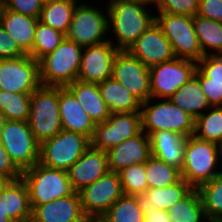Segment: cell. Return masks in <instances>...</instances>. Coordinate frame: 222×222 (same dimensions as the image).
<instances>
[{"mask_svg":"<svg viewBox=\"0 0 222 222\" xmlns=\"http://www.w3.org/2000/svg\"><path fill=\"white\" fill-rule=\"evenodd\" d=\"M152 3L145 0H109L107 7L108 28L112 29L118 50H128L141 34L155 22L146 7ZM148 5V6H147Z\"/></svg>","mask_w":222,"mask_h":222,"instance_id":"cell-1","label":"cell"},{"mask_svg":"<svg viewBox=\"0 0 222 222\" xmlns=\"http://www.w3.org/2000/svg\"><path fill=\"white\" fill-rule=\"evenodd\" d=\"M222 147L216 143L202 140L195 135L187 137L182 178L192 187L198 188L203 183L211 181L220 171L216 170L218 159L221 160Z\"/></svg>","mask_w":222,"mask_h":222,"instance_id":"cell-2","label":"cell"},{"mask_svg":"<svg viewBox=\"0 0 222 222\" xmlns=\"http://www.w3.org/2000/svg\"><path fill=\"white\" fill-rule=\"evenodd\" d=\"M83 47L66 37L39 62V79L44 86L65 87L77 80Z\"/></svg>","mask_w":222,"mask_h":222,"instance_id":"cell-3","label":"cell"},{"mask_svg":"<svg viewBox=\"0 0 222 222\" xmlns=\"http://www.w3.org/2000/svg\"><path fill=\"white\" fill-rule=\"evenodd\" d=\"M21 178L27 185L32 209L77 192L69 181L67 171L49 168L39 162L24 170Z\"/></svg>","mask_w":222,"mask_h":222,"instance_id":"cell-4","label":"cell"},{"mask_svg":"<svg viewBox=\"0 0 222 222\" xmlns=\"http://www.w3.org/2000/svg\"><path fill=\"white\" fill-rule=\"evenodd\" d=\"M28 124L39 144L62 130L59 86L40 85L31 93Z\"/></svg>","mask_w":222,"mask_h":222,"instance_id":"cell-5","label":"cell"},{"mask_svg":"<svg viewBox=\"0 0 222 222\" xmlns=\"http://www.w3.org/2000/svg\"><path fill=\"white\" fill-rule=\"evenodd\" d=\"M149 99L141 104L142 131L148 136L152 132L168 130L185 137L194 135L195 119L170 99L163 98L157 104H150Z\"/></svg>","mask_w":222,"mask_h":222,"instance_id":"cell-6","label":"cell"},{"mask_svg":"<svg viewBox=\"0 0 222 222\" xmlns=\"http://www.w3.org/2000/svg\"><path fill=\"white\" fill-rule=\"evenodd\" d=\"M0 142L22 172L39 162L40 144L28 121L0 119Z\"/></svg>","mask_w":222,"mask_h":222,"instance_id":"cell-7","label":"cell"},{"mask_svg":"<svg viewBox=\"0 0 222 222\" xmlns=\"http://www.w3.org/2000/svg\"><path fill=\"white\" fill-rule=\"evenodd\" d=\"M90 139L80 133L61 130L40 144L39 163L67 171L89 148Z\"/></svg>","mask_w":222,"mask_h":222,"instance_id":"cell-8","label":"cell"},{"mask_svg":"<svg viewBox=\"0 0 222 222\" xmlns=\"http://www.w3.org/2000/svg\"><path fill=\"white\" fill-rule=\"evenodd\" d=\"M155 21L171 43L176 58L198 62L203 57L192 16L159 12Z\"/></svg>","mask_w":222,"mask_h":222,"instance_id":"cell-9","label":"cell"},{"mask_svg":"<svg viewBox=\"0 0 222 222\" xmlns=\"http://www.w3.org/2000/svg\"><path fill=\"white\" fill-rule=\"evenodd\" d=\"M108 31L106 14L104 15L99 8L81 3L80 5L77 4L73 11L65 37L82 47H86L109 41L108 39L104 40Z\"/></svg>","mask_w":222,"mask_h":222,"instance_id":"cell-10","label":"cell"},{"mask_svg":"<svg viewBox=\"0 0 222 222\" xmlns=\"http://www.w3.org/2000/svg\"><path fill=\"white\" fill-rule=\"evenodd\" d=\"M196 68V61L176 57L151 66L149 68L151 99H169L195 74Z\"/></svg>","mask_w":222,"mask_h":222,"instance_id":"cell-11","label":"cell"},{"mask_svg":"<svg viewBox=\"0 0 222 222\" xmlns=\"http://www.w3.org/2000/svg\"><path fill=\"white\" fill-rule=\"evenodd\" d=\"M141 130V112L111 113L106 121L95 124L90 146L107 151Z\"/></svg>","mask_w":222,"mask_h":222,"instance_id":"cell-12","label":"cell"},{"mask_svg":"<svg viewBox=\"0 0 222 222\" xmlns=\"http://www.w3.org/2000/svg\"><path fill=\"white\" fill-rule=\"evenodd\" d=\"M86 217H102L124 194L118 172L108 171L78 191Z\"/></svg>","mask_w":222,"mask_h":222,"instance_id":"cell-13","label":"cell"},{"mask_svg":"<svg viewBox=\"0 0 222 222\" xmlns=\"http://www.w3.org/2000/svg\"><path fill=\"white\" fill-rule=\"evenodd\" d=\"M40 85L39 62L29 54L0 60V90L32 93Z\"/></svg>","mask_w":222,"mask_h":222,"instance_id":"cell-14","label":"cell"},{"mask_svg":"<svg viewBox=\"0 0 222 222\" xmlns=\"http://www.w3.org/2000/svg\"><path fill=\"white\" fill-rule=\"evenodd\" d=\"M112 77L141 102L151 99L150 69L127 50L115 56Z\"/></svg>","mask_w":222,"mask_h":222,"instance_id":"cell-15","label":"cell"},{"mask_svg":"<svg viewBox=\"0 0 222 222\" xmlns=\"http://www.w3.org/2000/svg\"><path fill=\"white\" fill-rule=\"evenodd\" d=\"M118 51L111 39L83 47L77 79L99 84L112 77L113 62Z\"/></svg>","mask_w":222,"mask_h":222,"instance_id":"cell-16","label":"cell"},{"mask_svg":"<svg viewBox=\"0 0 222 222\" xmlns=\"http://www.w3.org/2000/svg\"><path fill=\"white\" fill-rule=\"evenodd\" d=\"M127 51L148 68L175 58L171 43L164 36L156 21L141 34Z\"/></svg>","mask_w":222,"mask_h":222,"instance_id":"cell-17","label":"cell"},{"mask_svg":"<svg viewBox=\"0 0 222 222\" xmlns=\"http://www.w3.org/2000/svg\"><path fill=\"white\" fill-rule=\"evenodd\" d=\"M106 153L109 171L119 172L123 168L145 163L151 157L150 138L141 130Z\"/></svg>","mask_w":222,"mask_h":222,"instance_id":"cell-18","label":"cell"},{"mask_svg":"<svg viewBox=\"0 0 222 222\" xmlns=\"http://www.w3.org/2000/svg\"><path fill=\"white\" fill-rule=\"evenodd\" d=\"M109 171L106 151L89 146L82 156L67 170L69 181L78 192L94 183Z\"/></svg>","mask_w":222,"mask_h":222,"instance_id":"cell-19","label":"cell"},{"mask_svg":"<svg viewBox=\"0 0 222 222\" xmlns=\"http://www.w3.org/2000/svg\"><path fill=\"white\" fill-rule=\"evenodd\" d=\"M31 218L37 222H83L79 193L37 205L32 209Z\"/></svg>","mask_w":222,"mask_h":222,"instance_id":"cell-20","label":"cell"},{"mask_svg":"<svg viewBox=\"0 0 222 222\" xmlns=\"http://www.w3.org/2000/svg\"><path fill=\"white\" fill-rule=\"evenodd\" d=\"M59 114L63 130L77 132L92 138L95 123L81 107L75 96L59 86Z\"/></svg>","mask_w":222,"mask_h":222,"instance_id":"cell-21","label":"cell"},{"mask_svg":"<svg viewBox=\"0 0 222 222\" xmlns=\"http://www.w3.org/2000/svg\"><path fill=\"white\" fill-rule=\"evenodd\" d=\"M151 156L181 170L187 137L173 131L161 130L149 135Z\"/></svg>","mask_w":222,"mask_h":222,"instance_id":"cell-22","label":"cell"},{"mask_svg":"<svg viewBox=\"0 0 222 222\" xmlns=\"http://www.w3.org/2000/svg\"><path fill=\"white\" fill-rule=\"evenodd\" d=\"M78 100L94 123L106 121L111 112L103 100L98 84L76 80L65 86Z\"/></svg>","mask_w":222,"mask_h":222,"instance_id":"cell-23","label":"cell"},{"mask_svg":"<svg viewBox=\"0 0 222 222\" xmlns=\"http://www.w3.org/2000/svg\"><path fill=\"white\" fill-rule=\"evenodd\" d=\"M38 18L23 15L12 10H4L0 25L12 37L20 49L29 54L33 48Z\"/></svg>","mask_w":222,"mask_h":222,"instance_id":"cell-24","label":"cell"},{"mask_svg":"<svg viewBox=\"0 0 222 222\" xmlns=\"http://www.w3.org/2000/svg\"><path fill=\"white\" fill-rule=\"evenodd\" d=\"M98 88L111 113L141 111L142 102L113 77L99 83Z\"/></svg>","mask_w":222,"mask_h":222,"instance_id":"cell-25","label":"cell"},{"mask_svg":"<svg viewBox=\"0 0 222 222\" xmlns=\"http://www.w3.org/2000/svg\"><path fill=\"white\" fill-rule=\"evenodd\" d=\"M176 106L183 109L195 120L211 108L202 90L199 79L193 75L169 98Z\"/></svg>","mask_w":222,"mask_h":222,"instance_id":"cell-26","label":"cell"},{"mask_svg":"<svg viewBox=\"0 0 222 222\" xmlns=\"http://www.w3.org/2000/svg\"><path fill=\"white\" fill-rule=\"evenodd\" d=\"M5 207L6 215L13 222H25L31 217L29 192L22 178L5 186Z\"/></svg>","mask_w":222,"mask_h":222,"instance_id":"cell-27","label":"cell"},{"mask_svg":"<svg viewBox=\"0 0 222 222\" xmlns=\"http://www.w3.org/2000/svg\"><path fill=\"white\" fill-rule=\"evenodd\" d=\"M78 0H45L39 21L66 34Z\"/></svg>","mask_w":222,"mask_h":222,"instance_id":"cell-28","label":"cell"},{"mask_svg":"<svg viewBox=\"0 0 222 222\" xmlns=\"http://www.w3.org/2000/svg\"><path fill=\"white\" fill-rule=\"evenodd\" d=\"M142 197L123 194L102 216L106 222H144Z\"/></svg>","mask_w":222,"mask_h":222,"instance_id":"cell-29","label":"cell"},{"mask_svg":"<svg viewBox=\"0 0 222 222\" xmlns=\"http://www.w3.org/2000/svg\"><path fill=\"white\" fill-rule=\"evenodd\" d=\"M167 213L172 222L208 221L197 188H192L183 198L172 205Z\"/></svg>","mask_w":222,"mask_h":222,"instance_id":"cell-30","label":"cell"},{"mask_svg":"<svg viewBox=\"0 0 222 222\" xmlns=\"http://www.w3.org/2000/svg\"><path fill=\"white\" fill-rule=\"evenodd\" d=\"M193 23L203 56L222 55V22L196 14L193 17ZM209 49L214 52H209Z\"/></svg>","mask_w":222,"mask_h":222,"instance_id":"cell-31","label":"cell"},{"mask_svg":"<svg viewBox=\"0 0 222 222\" xmlns=\"http://www.w3.org/2000/svg\"><path fill=\"white\" fill-rule=\"evenodd\" d=\"M191 189L192 187L182 178L179 182L167 187L148 188L142 199L145 206L167 211Z\"/></svg>","mask_w":222,"mask_h":222,"instance_id":"cell-32","label":"cell"},{"mask_svg":"<svg viewBox=\"0 0 222 222\" xmlns=\"http://www.w3.org/2000/svg\"><path fill=\"white\" fill-rule=\"evenodd\" d=\"M197 189L208 222H222V170Z\"/></svg>","mask_w":222,"mask_h":222,"instance_id":"cell-33","label":"cell"},{"mask_svg":"<svg viewBox=\"0 0 222 222\" xmlns=\"http://www.w3.org/2000/svg\"><path fill=\"white\" fill-rule=\"evenodd\" d=\"M31 93L0 90V119L28 121Z\"/></svg>","mask_w":222,"mask_h":222,"instance_id":"cell-34","label":"cell"},{"mask_svg":"<svg viewBox=\"0 0 222 222\" xmlns=\"http://www.w3.org/2000/svg\"><path fill=\"white\" fill-rule=\"evenodd\" d=\"M148 188L167 187L182 179L181 170L151 156L145 162Z\"/></svg>","mask_w":222,"mask_h":222,"instance_id":"cell-35","label":"cell"},{"mask_svg":"<svg viewBox=\"0 0 222 222\" xmlns=\"http://www.w3.org/2000/svg\"><path fill=\"white\" fill-rule=\"evenodd\" d=\"M208 110L195 120L194 135L222 147V106H214Z\"/></svg>","mask_w":222,"mask_h":222,"instance_id":"cell-36","label":"cell"},{"mask_svg":"<svg viewBox=\"0 0 222 222\" xmlns=\"http://www.w3.org/2000/svg\"><path fill=\"white\" fill-rule=\"evenodd\" d=\"M65 34L49 27L38 20L32 51L29 55L39 61L45 55L53 52L63 41Z\"/></svg>","mask_w":222,"mask_h":222,"instance_id":"cell-37","label":"cell"},{"mask_svg":"<svg viewBox=\"0 0 222 222\" xmlns=\"http://www.w3.org/2000/svg\"><path fill=\"white\" fill-rule=\"evenodd\" d=\"M118 174L125 195L142 197L148 189L145 163L123 168Z\"/></svg>","mask_w":222,"mask_h":222,"instance_id":"cell-38","label":"cell"},{"mask_svg":"<svg viewBox=\"0 0 222 222\" xmlns=\"http://www.w3.org/2000/svg\"><path fill=\"white\" fill-rule=\"evenodd\" d=\"M200 0H154L157 11L175 15L194 17L197 14Z\"/></svg>","mask_w":222,"mask_h":222,"instance_id":"cell-39","label":"cell"},{"mask_svg":"<svg viewBox=\"0 0 222 222\" xmlns=\"http://www.w3.org/2000/svg\"><path fill=\"white\" fill-rule=\"evenodd\" d=\"M194 75L199 79L210 106H222V82L212 81L198 68H196Z\"/></svg>","mask_w":222,"mask_h":222,"instance_id":"cell-40","label":"cell"},{"mask_svg":"<svg viewBox=\"0 0 222 222\" xmlns=\"http://www.w3.org/2000/svg\"><path fill=\"white\" fill-rule=\"evenodd\" d=\"M197 68L212 81L222 82V55L203 56Z\"/></svg>","mask_w":222,"mask_h":222,"instance_id":"cell-41","label":"cell"},{"mask_svg":"<svg viewBox=\"0 0 222 222\" xmlns=\"http://www.w3.org/2000/svg\"><path fill=\"white\" fill-rule=\"evenodd\" d=\"M44 1L45 0H5V8L39 19Z\"/></svg>","mask_w":222,"mask_h":222,"instance_id":"cell-42","label":"cell"},{"mask_svg":"<svg viewBox=\"0 0 222 222\" xmlns=\"http://www.w3.org/2000/svg\"><path fill=\"white\" fill-rule=\"evenodd\" d=\"M26 55L16 41L0 25V60L12 59Z\"/></svg>","mask_w":222,"mask_h":222,"instance_id":"cell-43","label":"cell"},{"mask_svg":"<svg viewBox=\"0 0 222 222\" xmlns=\"http://www.w3.org/2000/svg\"><path fill=\"white\" fill-rule=\"evenodd\" d=\"M197 15L222 22V0H200Z\"/></svg>","mask_w":222,"mask_h":222,"instance_id":"cell-44","label":"cell"},{"mask_svg":"<svg viewBox=\"0 0 222 222\" xmlns=\"http://www.w3.org/2000/svg\"><path fill=\"white\" fill-rule=\"evenodd\" d=\"M0 175L8 178L10 181L21 179L22 171L14 164L4 147L0 142Z\"/></svg>","mask_w":222,"mask_h":222,"instance_id":"cell-45","label":"cell"},{"mask_svg":"<svg viewBox=\"0 0 222 222\" xmlns=\"http://www.w3.org/2000/svg\"><path fill=\"white\" fill-rule=\"evenodd\" d=\"M144 222H172L166 210L145 206Z\"/></svg>","mask_w":222,"mask_h":222,"instance_id":"cell-46","label":"cell"},{"mask_svg":"<svg viewBox=\"0 0 222 222\" xmlns=\"http://www.w3.org/2000/svg\"><path fill=\"white\" fill-rule=\"evenodd\" d=\"M0 222H13L6 215V207H5V188L2 190L0 194Z\"/></svg>","mask_w":222,"mask_h":222,"instance_id":"cell-47","label":"cell"},{"mask_svg":"<svg viewBox=\"0 0 222 222\" xmlns=\"http://www.w3.org/2000/svg\"><path fill=\"white\" fill-rule=\"evenodd\" d=\"M9 182H10V180L8 178L0 175V194Z\"/></svg>","mask_w":222,"mask_h":222,"instance_id":"cell-48","label":"cell"},{"mask_svg":"<svg viewBox=\"0 0 222 222\" xmlns=\"http://www.w3.org/2000/svg\"><path fill=\"white\" fill-rule=\"evenodd\" d=\"M83 222H106L102 217H86Z\"/></svg>","mask_w":222,"mask_h":222,"instance_id":"cell-49","label":"cell"},{"mask_svg":"<svg viewBox=\"0 0 222 222\" xmlns=\"http://www.w3.org/2000/svg\"><path fill=\"white\" fill-rule=\"evenodd\" d=\"M5 10V0H0V22Z\"/></svg>","mask_w":222,"mask_h":222,"instance_id":"cell-50","label":"cell"},{"mask_svg":"<svg viewBox=\"0 0 222 222\" xmlns=\"http://www.w3.org/2000/svg\"><path fill=\"white\" fill-rule=\"evenodd\" d=\"M25 222H37L35 220H33L31 217L29 219H27Z\"/></svg>","mask_w":222,"mask_h":222,"instance_id":"cell-51","label":"cell"},{"mask_svg":"<svg viewBox=\"0 0 222 222\" xmlns=\"http://www.w3.org/2000/svg\"><path fill=\"white\" fill-rule=\"evenodd\" d=\"M145 1L150 2V3H153V2H154V0H145Z\"/></svg>","mask_w":222,"mask_h":222,"instance_id":"cell-52","label":"cell"}]
</instances>
